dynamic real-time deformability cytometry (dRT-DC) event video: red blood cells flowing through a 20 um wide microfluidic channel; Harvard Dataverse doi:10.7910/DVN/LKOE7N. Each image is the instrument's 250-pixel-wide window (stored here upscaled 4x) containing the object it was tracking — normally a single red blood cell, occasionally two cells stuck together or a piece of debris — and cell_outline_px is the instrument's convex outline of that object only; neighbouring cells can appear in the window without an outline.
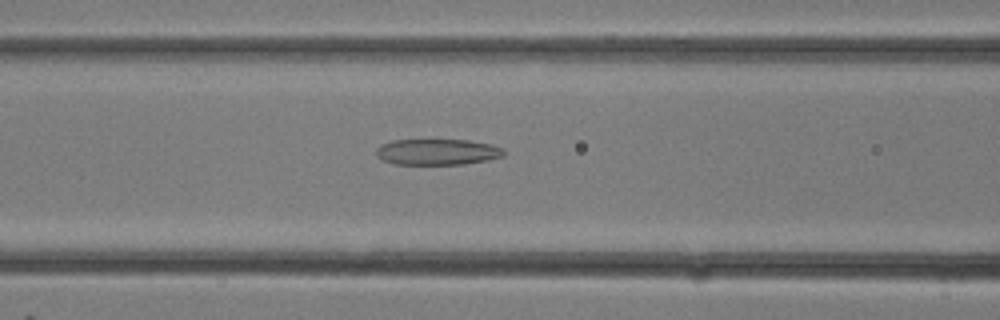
{"species": "common noctule bat (a hibernating species)", "species_latin": "Nyctalus noctula", "temperature_condition": "room temperature", "stored_images_in_passage": 16, "camera_frame_rate_fps": 3000, "um_per_image_px": 0.085, "animal": {"sex": "female"}, "frame": {"image": 1, "passage_image": 7, "time_ms": 2.0, "image_size_px": [1000, 320], "cell_outline_px": [[504, 156], [488, 160], [464, 164], [396, 164], [380, 160], [376, 156], [376, 148], [380, 144], [392, 140], [468, 140], [492, 144], [504, 148]], "centroid_in_image_um": [37.16, 12.91], "position_along_channel_um": 129.4, "area_um2": 19.54}}
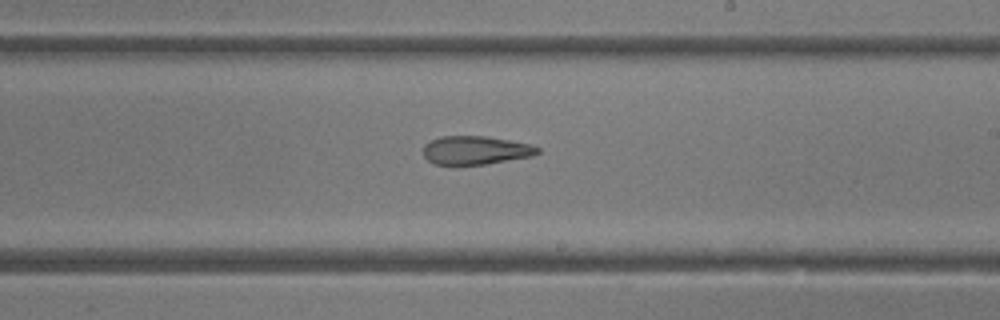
{"frame": {"image": 2, "passage_image": 12, "time_ms": 3.667, "image_size_px": [1000, 320], "cell_outline_px": [[540, 152], [532, 156], [484, 164], [452, 168], [432, 164], [424, 156], [424, 144], [440, 136], [484, 136], [532, 144], [540, 148]], "centroid_in_image_um": [40.37, 12.81], "position_along_channel_um": 248.6, "area_um2": 19.59}}
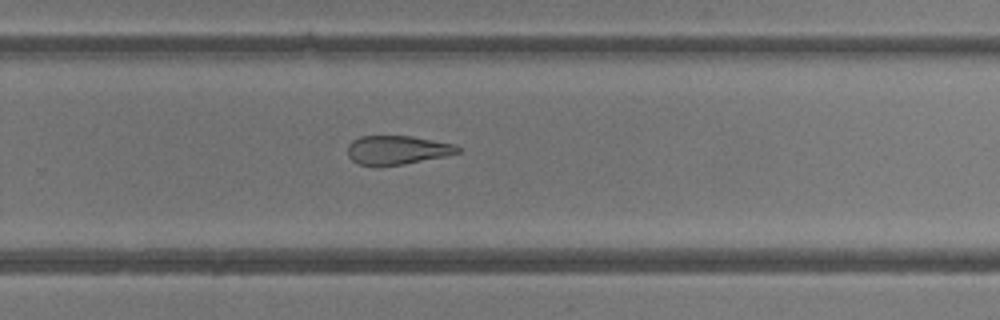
{"frame": {"image": 3, "passage_image": 14, "time_ms": 4.333, "image_size_px": [1000, 320], "cell_outline_px": [[460, 152], [448, 156], [404, 164], [380, 168], [376, 168], [360, 164], [352, 160], [348, 156], [348, 144], [352, 140], [360, 136], [412, 136], [456, 144], [460, 148]], "centroid_in_image_um": [33.76, 12.77], "position_along_channel_um": 296.0, "area_um2": 19.07}}